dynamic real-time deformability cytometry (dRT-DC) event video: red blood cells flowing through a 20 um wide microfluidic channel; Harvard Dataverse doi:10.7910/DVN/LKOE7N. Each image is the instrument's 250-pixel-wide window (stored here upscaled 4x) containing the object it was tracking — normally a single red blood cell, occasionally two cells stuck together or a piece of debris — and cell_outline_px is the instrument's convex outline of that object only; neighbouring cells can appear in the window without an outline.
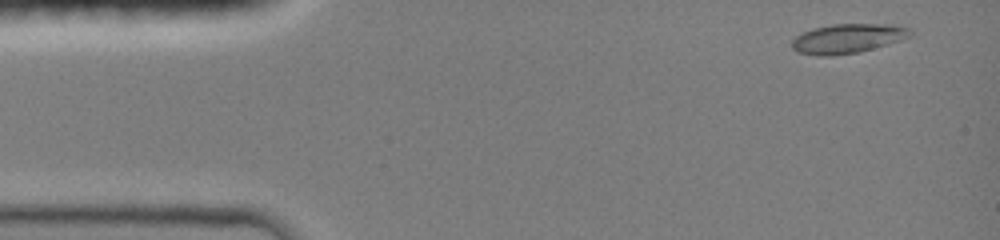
{"species": "common noctule bat (a hibernating species)", "species_latin": "Nyctalus noctula", "temperature_condition": "room temperature", "stored_images_in_passage": 21, "camera_frame_rate_fps": 3000, "um_per_image_px": 0.085, "animal": {"sex": "female", "body_mass_g": 19.0, "forearm_length_mm": 51.5}, "frame": {"image": 1, "passage_image": 1, "time_ms": 0.0, "image_size_px": [1000, 240], "cell_outline_px": [[912, 32], [908, 36], [900, 40], [888, 44], [856, 52], [832, 56], [816, 56], [796, 52], [792, 48], [792, 40], [796, 36], [812, 28], [832, 24], [892, 24], [908, 28]], "centroid_in_image_um": [71.99, 3.27], "position_along_channel_um": 13.0, "area_um2": 20.17}}
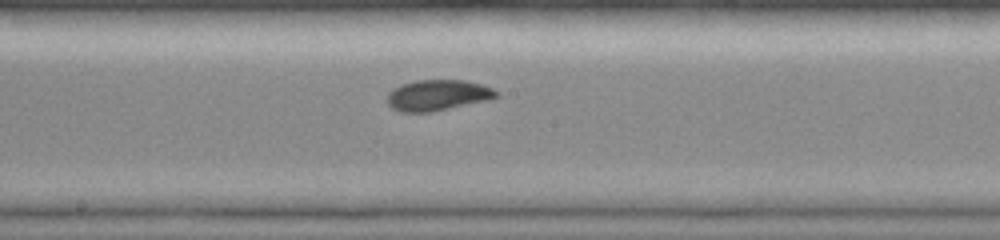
{"frame": {"image": 2, "passage_image": 12, "time_ms": 7.0, "image_size_px": [1000, 240], "cell_outline_px": [[500, 96], [488, 100], [432, 112], [400, 112], [392, 108], [388, 104], [388, 92], [392, 88], [400, 84], [416, 80], [464, 80], [480, 84], [492, 88], [500, 92]], "centroid_in_image_um": [37.2, 8.09], "position_along_channel_um": 211.0, "area_um2": 19.77}}
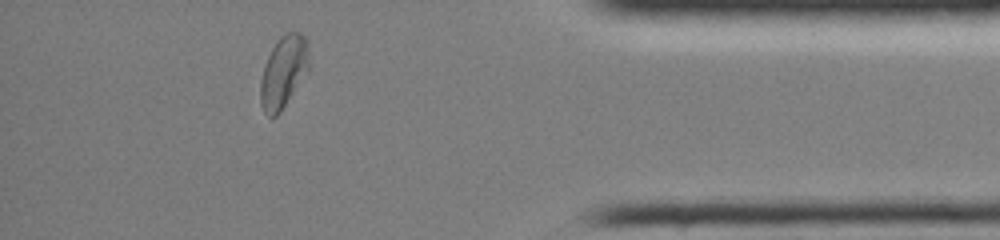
{"frame": {"image": 3, "passage_image": 21, "time_ms": 12.333, "image_size_px": [1000, 240], "cell_outline_px": [[308, 72], [280, 112], [272, 120], [264, 112], [260, 104], [260, 80], [264, 64], [272, 48], [280, 36], [284, 32], [300, 32], [304, 36], [308, 44]], "centroid_in_image_um": [24.08, 6.12], "position_along_channel_um": 411.1, "area_um2": 20.58}, "authors_computed_cell_mechanics": {"area_um2": 19.3052, "velocity_mm_per_s": 4.1963, "shape_relaxation_time_tau1_ms": 6.5063, "shape_relaxation_time_tau2_ms": 1.0987, "deformation_change_tau1": 0.1618, "deformation_change_tau2": 0.0356}}